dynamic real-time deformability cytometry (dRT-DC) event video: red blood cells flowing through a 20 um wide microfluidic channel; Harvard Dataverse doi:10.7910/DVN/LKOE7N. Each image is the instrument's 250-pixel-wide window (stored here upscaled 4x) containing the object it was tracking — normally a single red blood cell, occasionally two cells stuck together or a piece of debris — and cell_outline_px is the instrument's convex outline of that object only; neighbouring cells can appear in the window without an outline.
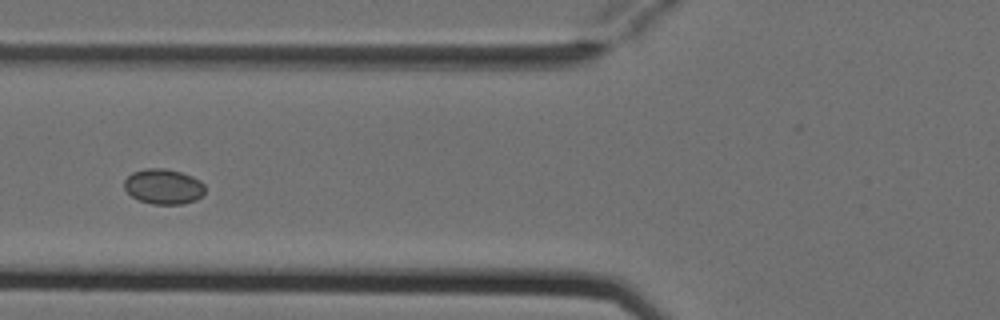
{"species": "Egyptian fruit bat (a non-hibernating species)", "species_latin": "Rousettus aegyptiacus", "temperature_condition": "cold", "stored_images_in_passage": 6, "camera_frame_rate_fps": 3000, "um_per_image_px": 0.085, "animal": {"sex": "female"}, "frame": {"image": 1, "passage_image": 3, "time_ms": 0.667, "image_size_px": [1000, 320], "cell_outline_px": [[204, 192], [196, 200], [180, 204], [152, 204], [140, 200], [132, 196], [124, 188], [124, 180], [132, 172], [144, 168], [164, 168], [180, 172], [192, 176], [200, 180], [204, 184]], "centroid_in_image_um": [13.88, 15.84], "position_along_channel_um": 111.9, "area_um2": 16.53}}
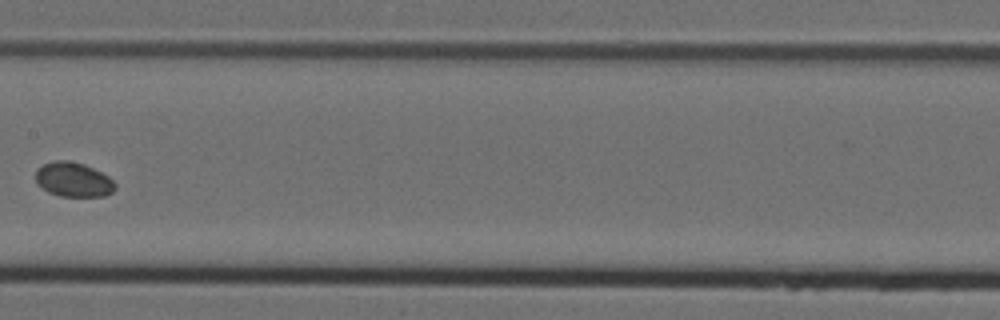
{"frame": {"image": 2, "passage_image": 5, "time_ms": 1.333, "image_size_px": [1000, 320], "cell_outline_px": [[116, 188], [112, 192], [104, 196], [60, 196], [48, 192], [36, 184], [36, 168], [44, 164], [56, 160], [68, 160], [84, 164], [108, 176], [116, 184]], "centroid_in_image_um": [6.22, 15.27], "position_along_channel_um": 201.2, "area_um2": 16.01}}
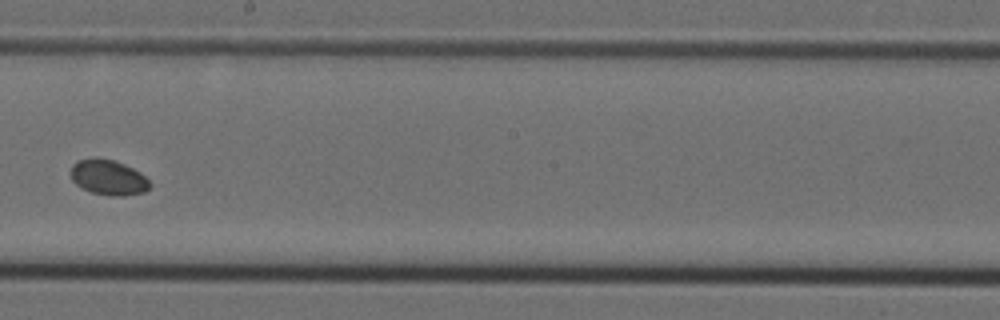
{"frame": {"image": 3, "passage_image": 6, "time_ms": 1.667, "image_size_px": [1000, 320], "cell_outline_px": [[152, 184], [144, 192], [124, 196], [108, 196], [92, 192], [80, 188], [72, 180], [72, 164], [76, 160], [96, 156], [116, 160], [140, 172]], "centroid_in_image_um": [9.19, 15.06], "position_along_channel_um": 239.0, "area_um2": 16.53}}